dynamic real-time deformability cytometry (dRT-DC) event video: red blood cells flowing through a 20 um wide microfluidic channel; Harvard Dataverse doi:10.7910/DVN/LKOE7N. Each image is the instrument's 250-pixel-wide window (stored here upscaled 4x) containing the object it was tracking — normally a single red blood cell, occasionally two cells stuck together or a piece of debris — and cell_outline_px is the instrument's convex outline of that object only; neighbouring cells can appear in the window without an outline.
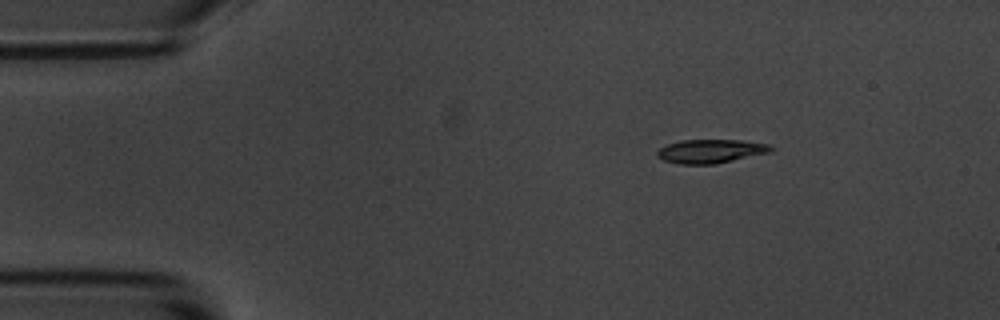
{"species": "common noctule bat (a hibernating species)", "species_latin": "Nyctalus noctula", "temperature_condition": "room temperature", "stored_images_in_passage": 8, "camera_frame_rate_fps": 3000, "um_per_image_px": 0.085, "animal": {"sex": "male", "body_mass_g": 20.1, "forearm_length_mm": 53.5}, "frame": {"image": 1, "passage_image": 3, "time_ms": 2.667, "image_size_px": [1000, 320], "cell_outline_px": [[772, 152], [712, 164], [680, 164], [664, 160], [656, 156], [656, 152], [660, 148], [668, 144], [680, 140], [744, 140], [768, 144], [772, 148]], "centroid_in_image_um": [60.39, 12.84], "position_along_channel_um": 24.6, "area_um2": 15.61}}
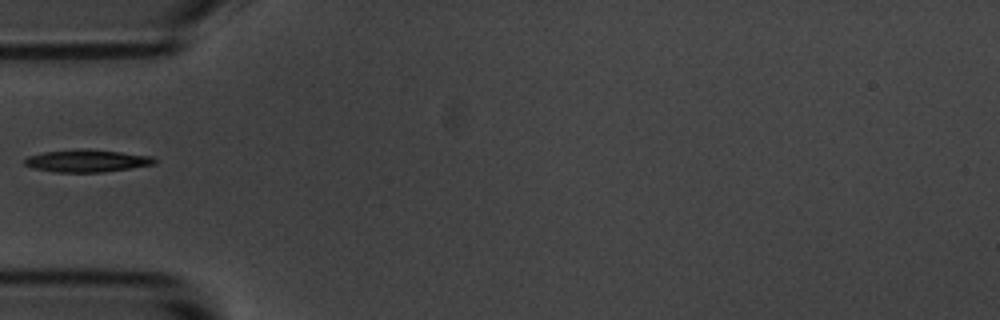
{"frame": {"image": 2, "passage_image": 6, "time_ms": 6.0, "image_size_px": [1000, 320], "cell_outline_px": [[156, 164], [104, 172], [56, 172], [36, 168], [24, 164], [24, 160], [28, 156], [44, 152], [80, 148], [88, 148], [152, 156], [156, 160]], "centroid_in_image_um": [7.41, 13.66], "position_along_channel_um": 77.6, "area_um2": 16.94}}
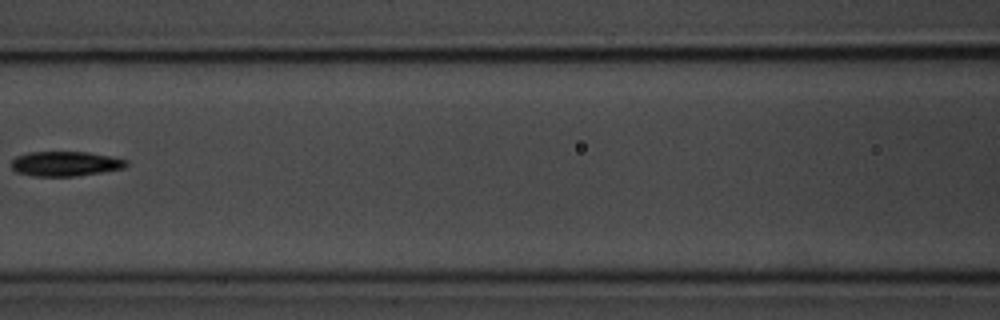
{"frame": {"image": 3, "passage_image": 8, "time_ms": 8.333, "image_size_px": [1000, 320], "cell_outline_px": [[128, 164], [124, 168], [76, 176], [36, 176], [16, 172], [12, 168], [12, 160], [16, 156], [28, 152], [88, 152], [128, 160]], "centroid_in_image_um": [5.54, 13.91], "position_along_channel_um": 161.1, "area_um2": 16.47}}